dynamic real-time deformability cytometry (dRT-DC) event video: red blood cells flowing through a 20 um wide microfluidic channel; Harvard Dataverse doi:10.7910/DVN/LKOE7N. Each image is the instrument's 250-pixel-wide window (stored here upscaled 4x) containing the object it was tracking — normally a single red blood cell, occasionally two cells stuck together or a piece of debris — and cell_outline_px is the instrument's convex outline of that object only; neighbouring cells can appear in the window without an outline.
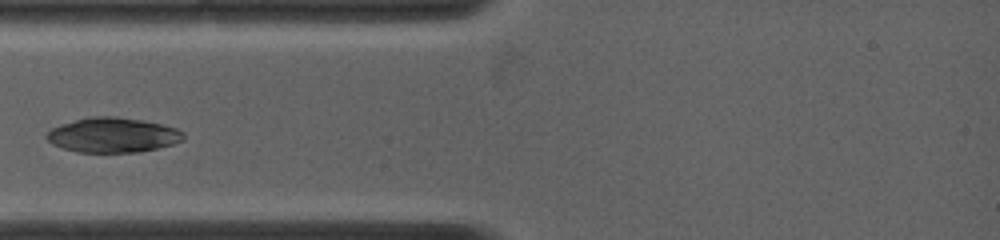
{"species": "common noctule bat (a hibernating species)", "species_latin": "Nyctalus noctula", "temperature_condition": "warm", "stored_images_in_passage": 45, "camera_frame_rate_fps": 5000, "um_per_image_px": 0.085, "animal": {"sex": "female", "body_mass_g": 19.0, "forearm_length_mm": 53.3}, "frame": {"image": 1, "passage_image": 1, "time_ms": 0.0, "image_size_px": [1000, 240], "cell_outline_px": [[184, 140], [172, 144], [140, 152], [76, 152], [52, 144], [44, 136], [52, 128], [60, 124], [92, 116], [112, 116], [140, 120], [160, 124], [176, 128], [184, 132]], "centroid_in_image_um": [9.58, 11.48], "position_along_channel_um": 75.4, "area_um2": 27.57}}
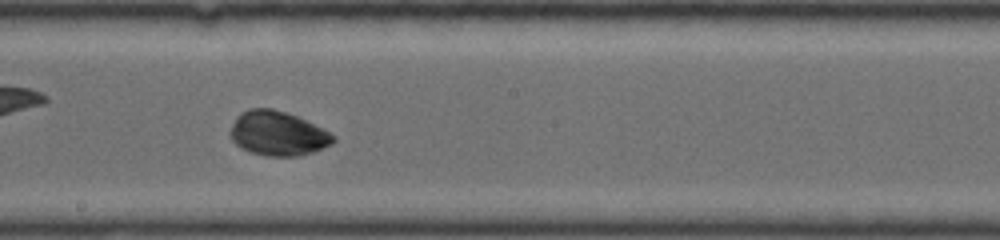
{"frame": {"image": 2, "passage_image": 20, "time_ms": 3.8, "image_size_px": [1000, 240], "cell_outline_px": [[336, 140], [332, 144], [312, 152], [296, 156], [268, 156], [248, 152], [240, 148], [228, 136], [228, 132], [232, 124], [244, 112], [252, 108], [272, 108], [296, 116], [324, 128], [336, 136]], "centroid_in_image_um": [23.62, 11.36], "position_along_channel_um": 224.6, "area_um2": 26.65}}
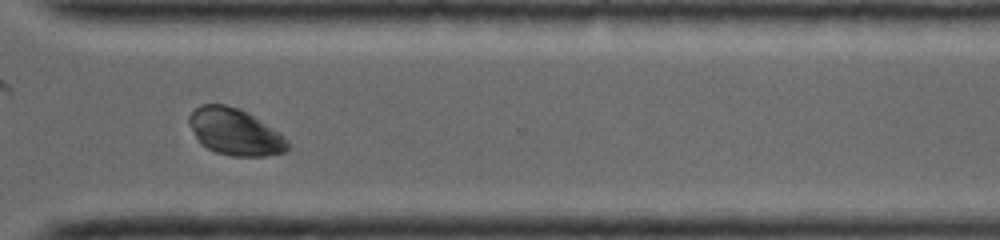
{"frame": {"image": 3, "passage_image": 36, "time_ms": 7.0, "image_size_px": [1000, 240], "cell_outline_px": [[288, 148], [284, 152], [264, 156], [232, 156], [216, 152], [200, 144], [188, 124], [188, 116], [200, 104], [224, 104], [236, 108], [252, 116], [280, 132], [288, 140]], "centroid_in_image_um": [19.94, 11.22], "position_along_channel_um": 350.7, "area_um2": 26.53}}